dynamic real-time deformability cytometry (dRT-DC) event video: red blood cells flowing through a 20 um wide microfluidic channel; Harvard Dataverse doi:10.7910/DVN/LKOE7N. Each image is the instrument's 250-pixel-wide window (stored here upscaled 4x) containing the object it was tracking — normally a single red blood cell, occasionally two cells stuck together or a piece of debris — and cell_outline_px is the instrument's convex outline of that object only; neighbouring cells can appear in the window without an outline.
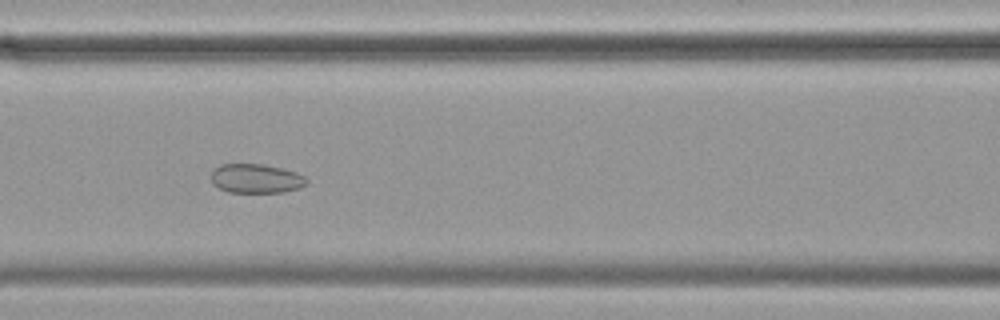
{"species": "common noctule bat (a hibernating species)", "species_latin": "Nyctalus noctula", "temperature_condition": "cold", "stored_images_in_passage": 44, "camera_frame_rate_fps": 3000, "um_per_image_px": 0.085, "animal": {"sex": "female", "body_mass_g": 19.9}, "frame": {"image": 1, "passage_image": 11, "time_ms": 3.333, "image_size_px": [1000, 320], "cell_outline_px": [[308, 184], [300, 188], [284, 192], [228, 192], [212, 184], [212, 172], [220, 164], [260, 164], [280, 168], [296, 172], [304, 176], [308, 180]], "centroid_in_image_um": [21.79, 15.18], "position_along_channel_um": 144.8, "area_um2": 16.18}}
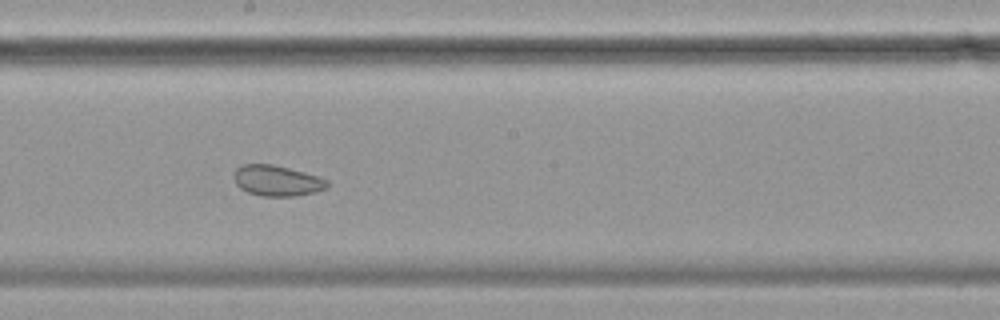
{"frame": {"image": 2, "passage_image": 18, "time_ms": 5.667, "image_size_px": [1000, 320], "cell_outline_px": [[328, 188], [316, 192], [296, 196], [264, 196], [248, 192], [240, 188], [236, 184], [236, 168], [244, 164], [272, 164], [304, 172], [328, 180]], "centroid_in_image_um": [23.58, 15.36], "position_along_channel_um": 224.6, "area_um2": 16.47}}
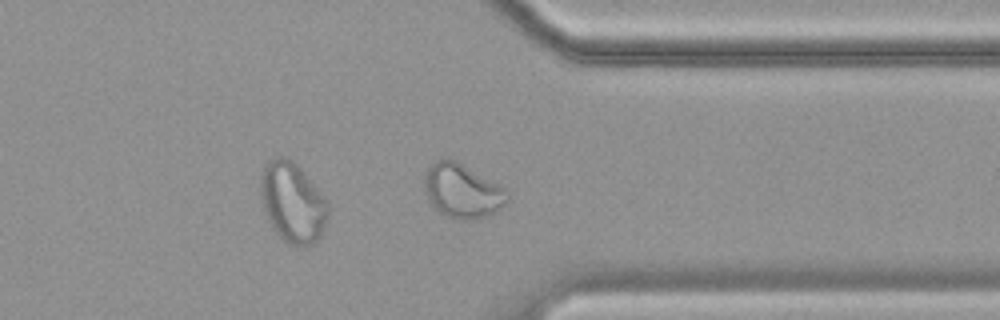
{"frame": {"image": 3, "passage_image": 31, "time_ms": 10.0, "image_size_px": [1000, 320], "cell_outline_px": [[508, 200], [496, 212], [488, 216], [448, 216], [432, 208], [428, 200], [424, 184], [424, 180], [428, 168], [436, 160], [452, 160], [508, 188]], "centroid_in_image_um": [39.31, 16.21], "position_along_channel_um": 372.1, "area_um2": 25.2}, "authors_computed_cell_mechanics": {"area_um2": 19.4786, "velocity_mm_per_s": 3.4379, "shape_relaxation_time_tau1_ms": null, "shape_relaxation_time_tau2_ms": 2.4096, "deformation_change_tau1": null, "deformation_change_tau2": 0.0713}}